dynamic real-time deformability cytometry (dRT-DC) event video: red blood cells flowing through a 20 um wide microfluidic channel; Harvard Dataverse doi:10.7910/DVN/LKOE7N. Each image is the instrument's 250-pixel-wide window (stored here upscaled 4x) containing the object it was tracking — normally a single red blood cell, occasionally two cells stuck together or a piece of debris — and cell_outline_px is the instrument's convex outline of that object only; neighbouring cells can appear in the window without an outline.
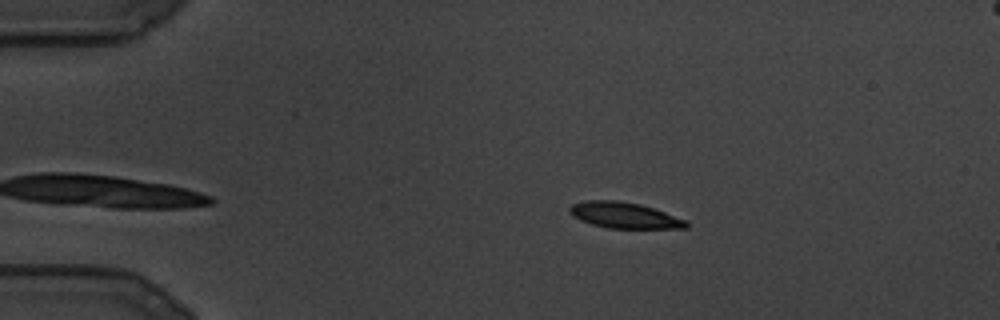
{"species": "common noctule bat (a hibernating species)", "species_latin": "Nyctalus noctula", "temperature_condition": "cold", "stored_images_in_passage": 83, "camera_frame_rate_fps": 3000, "um_per_image_px": 0.085, "animal": {"sex": "male", "body_mass_g": 19.5, "forearm_length_mm": 54.6}, "frame": {"image": 1, "passage_image": 8, "time_ms": 2.333, "image_size_px": [1000, 320], "cell_outline_px": [[688, 228], [608, 228], [592, 224], [580, 220], [572, 216], [568, 212], [568, 208], [572, 204], [588, 200], [616, 200], [640, 204], [688, 220]], "centroid_in_image_um": [53.05, 18.3], "position_along_channel_um": 32.0, "area_um2": 17.63}}
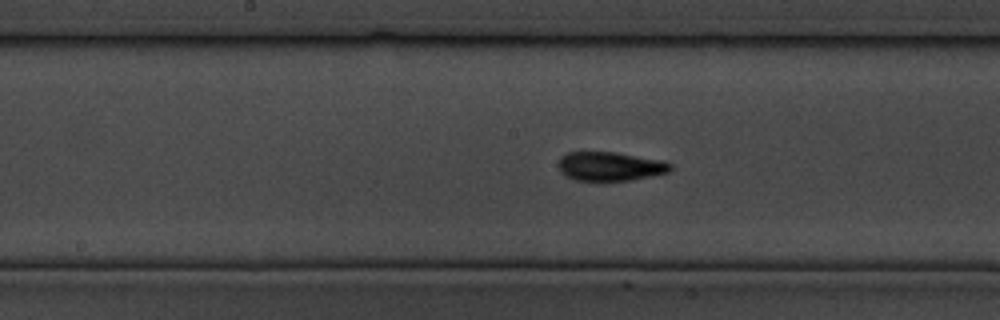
{"frame": {"image": 2, "passage_image": 44, "time_ms": 14.333, "image_size_px": [1000, 320], "cell_outline_px": [[672, 168], [668, 172], [652, 176], [628, 180], [576, 180], [560, 172], [556, 164], [560, 156], [568, 152], [616, 152], [664, 160], [672, 164]], "centroid_in_image_um": [51.85, 14.12], "position_along_channel_um": 196.4, "area_um2": 19.02}}
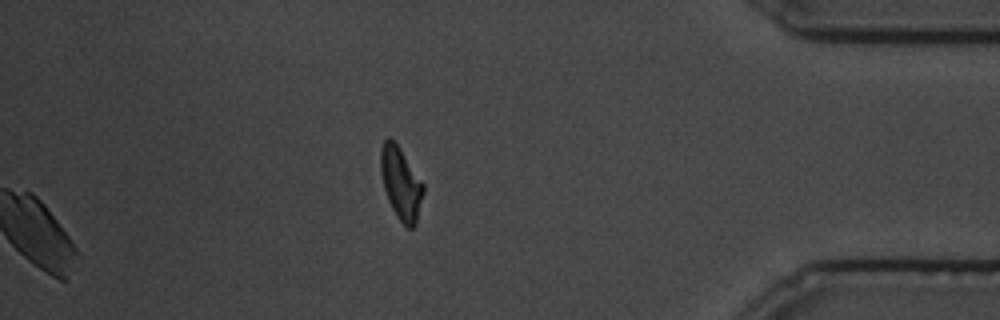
{"frame": {"image": 3, "passage_image": 83, "time_ms": 27.333, "image_size_px": [1000, 320], "cell_outline_px": [[424, 192], [416, 224], [412, 228], [408, 228], [396, 216], [388, 200], [384, 188], [380, 172], [380, 148], [384, 140], [392, 140], [400, 148], [424, 184]], "centroid_in_image_um": [34.08, 15.6], "position_along_channel_um": 401.1, "area_um2": 17.86}}